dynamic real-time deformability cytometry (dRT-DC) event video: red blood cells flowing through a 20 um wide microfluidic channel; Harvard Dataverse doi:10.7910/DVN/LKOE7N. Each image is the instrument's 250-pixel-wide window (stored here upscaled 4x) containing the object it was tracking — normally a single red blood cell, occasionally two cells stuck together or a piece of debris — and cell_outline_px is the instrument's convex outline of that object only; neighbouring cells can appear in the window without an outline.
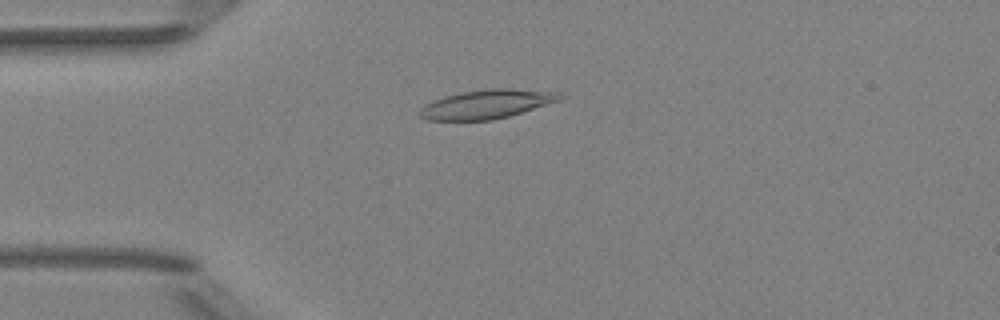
{"species": "Egyptian fruit bat (a non-hibernating species)", "species_latin": "Rousettus aegyptiacus", "temperature_condition": "room temperature", "stored_images_in_passage": 5, "camera_frame_rate_fps": 3000, "um_per_image_px": 0.085, "animal": {"sex": "female"}, "frame": {"image": 1, "passage_image": 3, "time_ms": 3.0, "image_size_px": [1000, 320], "cell_outline_px": [[564, 96], [560, 100], [508, 116], [492, 120], [424, 120], [416, 112], [424, 104], [432, 100], [444, 96], [460, 92], [488, 88], [512, 88], [560, 92]], "centroid_in_image_um": [41.31, 8.84], "position_along_channel_um": 43.7, "area_um2": 23.81}}
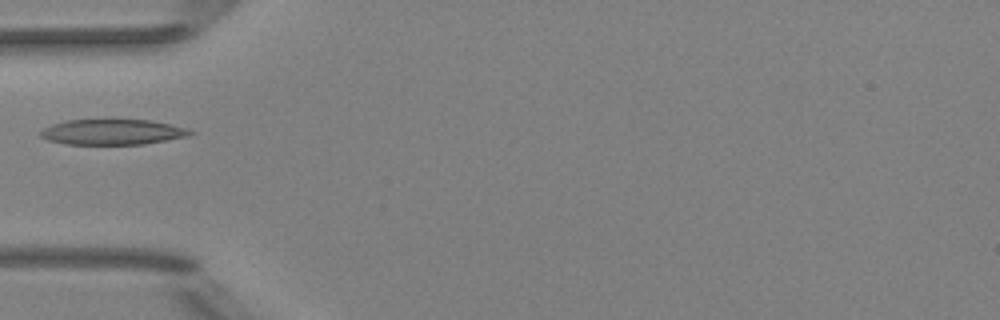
{"frame": {"image": 2, "passage_image": 4, "time_ms": 4.333, "image_size_px": [1000, 320], "cell_outline_px": [[196, 132], [188, 136], [144, 144], [64, 144], [48, 140], [40, 136], [40, 132], [44, 128], [52, 124], [68, 120], [148, 120], [188, 128]], "centroid_in_image_um": [9.56, 11.22], "position_along_channel_um": 75.4, "area_um2": 22.02}}
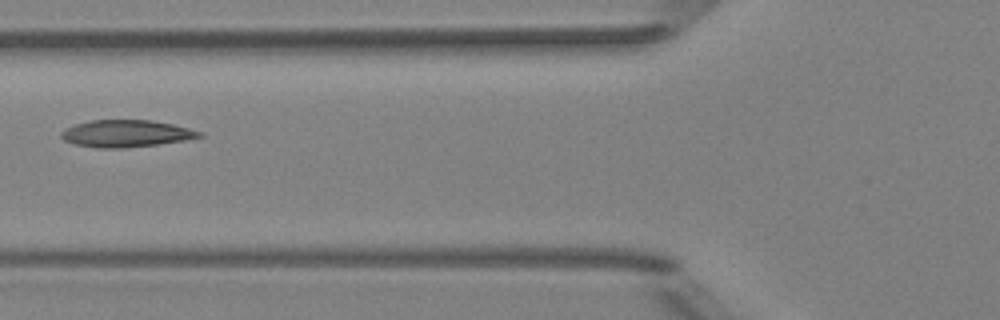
{"frame": {"image": 3, "passage_image": 5, "time_ms": 5.333, "image_size_px": [1000, 320], "cell_outline_px": [[204, 136], [184, 140], [156, 144], [124, 148], [96, 148], [76, 144], [64, 140], [60, 136], [60, 132], [64, 128], [76, 124], [92, 120], [152, 120], [172, 124], [204, 132]], "centroid_in_image_um": [10.71, 11.35], "position_along_channel_um": 115.1, "area_um2": 21.73}}